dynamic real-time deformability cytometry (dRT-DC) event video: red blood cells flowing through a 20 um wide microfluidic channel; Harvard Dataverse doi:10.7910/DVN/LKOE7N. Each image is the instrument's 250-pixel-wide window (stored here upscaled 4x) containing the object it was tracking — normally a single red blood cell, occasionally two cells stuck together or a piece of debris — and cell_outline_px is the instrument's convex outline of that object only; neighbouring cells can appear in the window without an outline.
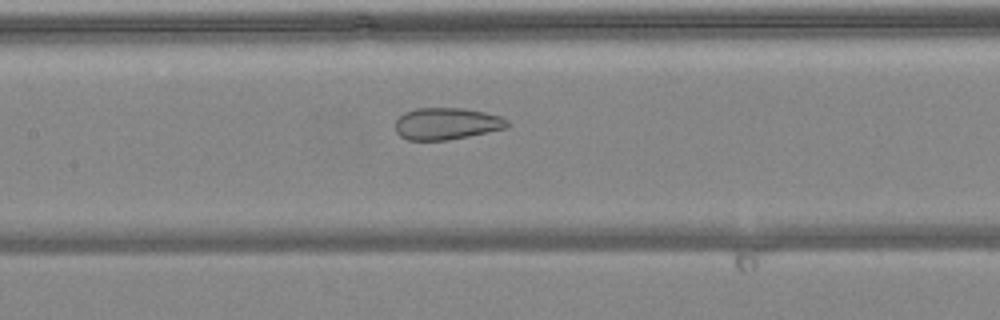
{"species": "common noctule bat (a hibernating species)", "species_latin": "Nyctalus noctula", "temperature_condition": "warm", "stored_images_in_passage": 5, "camera_frame_rate_fps": 3000, "um_per_image_px": 0.085, "animal": {"sex": "female", "body_mass_g": 24.6, "forearm_length_mm": 56.2}, "frame": {"image": 1, "passage_image": 5, "time_ms": 1.333, "image_size_px": [1000, 320], "cell_outline_px": [[508, 128], [448, 140], [408, 140], [400, 136], [396, 132], [396, 120], [404, 112], [416, 108], [464, 108], [484, 112], [500, 116], [508, 120]], "centroid_in_image_um": [37.96, 10.51], "position_along_channel_um": 169.4, "area_um2": 20.81}}